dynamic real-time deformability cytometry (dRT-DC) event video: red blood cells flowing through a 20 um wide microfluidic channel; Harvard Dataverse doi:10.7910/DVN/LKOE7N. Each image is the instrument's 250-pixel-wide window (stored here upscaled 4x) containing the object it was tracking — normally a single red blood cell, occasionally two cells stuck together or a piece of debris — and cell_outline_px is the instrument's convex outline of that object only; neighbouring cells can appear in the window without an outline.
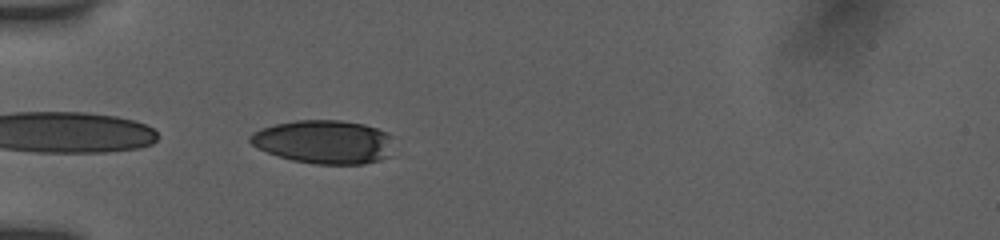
{"species": "human", "species_latin": "Homo sapiens", "temperature_condition": "room temperature", "stored_images_in_passage": 21, "camera_frame_rate_fps": 3000, "um_per_image_px": 0.085, "donor": {"sex": "female"}, "frame": {"image": 1, "passage_image": 1, "time_ms": 0.0, "image_size_px": [1000, 240], "cell_outline_px": [[388, 156], [380, 160], [364, 164], [316, 164], [292, 160], [268, 152], [252, 144], [248, 140], [248, 136], [252, 132], [260, 128], [276, 124], [296, 120], [340, 120], [364, 124], [376, 128], [384, 132], [388, 136]], "centroid_in_image_um": [27.46, 12.05], "position_along_channel_um": 57.5, "area_um2": 35.89}}
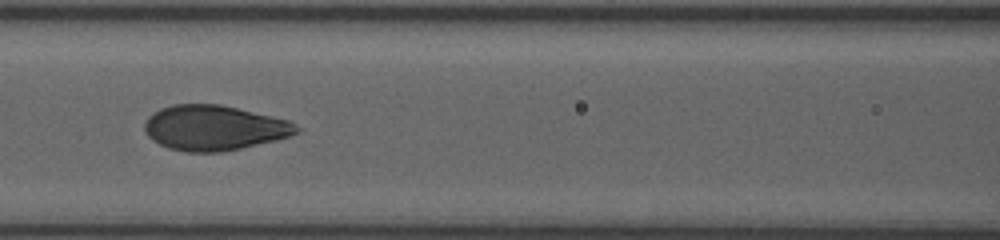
{"frame": {"image": 2, "passage_image": 9, "time_ms": 2.667, "image_size_px": [1000, 240], "cell_outline_px": [[300, 132], [292, 136], [276, 140], [240, 148], [220, 152], [184, 152], [168, 148], [152, 140], [144, 132], [144, 124], [148, 116], [152, 112], [160, 108], [172, 104], [220, 104], [288, 120], [296, 124], [300, 128]], "centroid_in_image_um": [18.18, 10.86], "position_along_channel_um": 148.4, "area_um2": 40.11}}
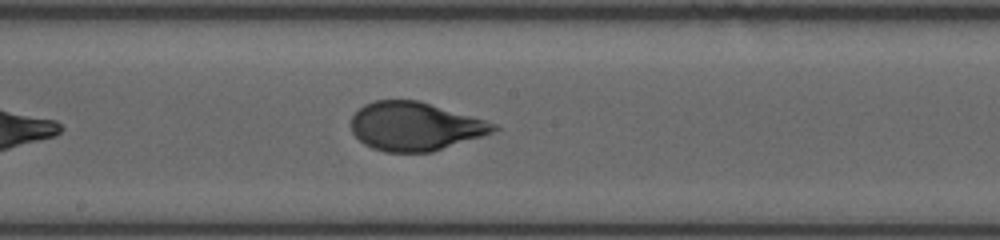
{"frame": {"image": 3, "passage_image": 14, "time_ms": 4.333, "image_size_px": [1000, 240], "cell_outline_px": [[500, 128], [492, 132], [432, 152], [384, 152], [372, 148], [364, 144], [352, 132], [352, 116], [364, 104], [376, 100], [416, 100], [484, 120], [496, 124]], "centroid_in_image_um": [35.23, 10.75], "position_along_channel_um": 213.0, "area_um2": 39.65}}